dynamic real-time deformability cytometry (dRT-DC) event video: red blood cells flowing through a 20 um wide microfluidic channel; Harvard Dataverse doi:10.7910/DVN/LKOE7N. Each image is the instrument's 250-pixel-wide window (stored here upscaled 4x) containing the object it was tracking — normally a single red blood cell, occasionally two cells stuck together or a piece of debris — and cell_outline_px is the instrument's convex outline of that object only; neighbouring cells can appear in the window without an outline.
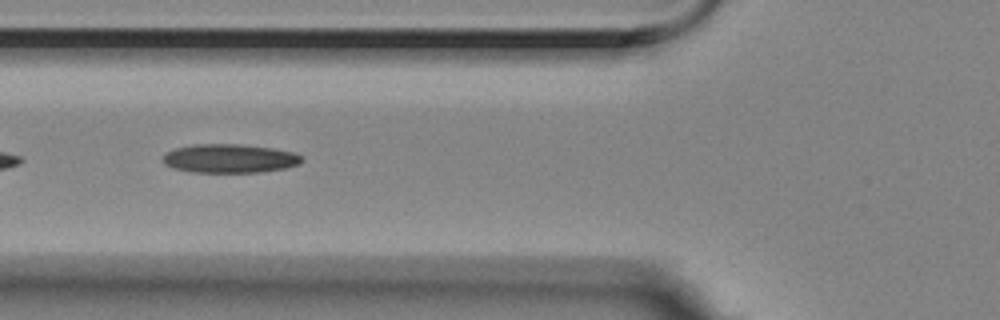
{"species": "Egyptian fruit bat (a non-hibernating species)", "species_latin": "Rousettus aegyptiacus", "temperature_condition": "room temperature", "stored_images_in_passage": 9, "camera_frame_rate_fps": 3000, "um_per_image_px": 0.085, "animal": {"sex": "female"}, "frame": {"image": 1, "passage_image": 6, "time_ms": 1.667, "image_size_px": [1000, 320], "cell_outline_px": [[304, 160], [300, 164], [284, 168], [260, 172], [192, 172], [176, 168], [164, 164], [160, 160], [168, 152], [176, 148], [196, 144], [240, 144], [272, 148], [292, 152], [300, 156]], "centroid_in_image_um": [19.52, 13.47], "position_along_channel_um": 106.3, "area_um2": 23.12}}
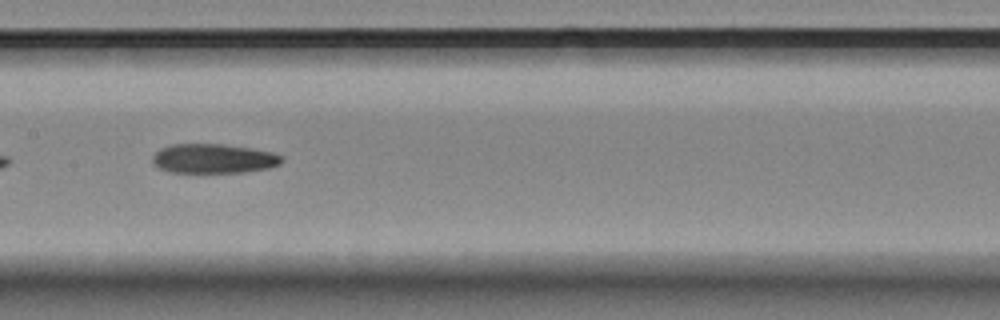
{"frame": {"image": 2, "passage_image": 8, "time_ms": 2.333, "image_size_px": [1000, 320], "cell_outline_px": [[284, 160], [280, 164], [268, 168], [244, 172], [172, 172], [160, 168], [152, 164], [152, 156], [160, 148], [172, 144], [220, 144], [248, 148], [272, 152], [284, 156]], "centroid_in_image_um": [18.15, 13.48], "position_along_channel_um": 189.3, "area_um2": 22.08}}
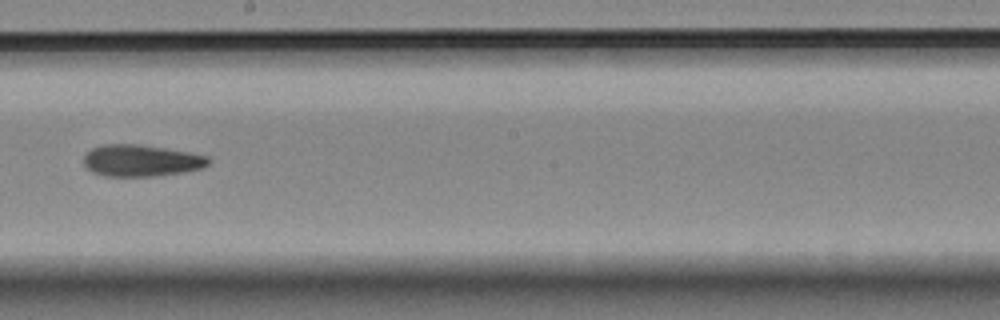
{"frame": {"image": 3, "passage_image": 9, "time_ms": 2.667, "image_size_px": [1000, 320], "cell_outline_px": [[212, 160], [204, 168], [184, 172], [156, 176], [104, 176], [92, 172], [84, 164], [84, 156], [92, 148], [104, 144], [136, 144], [164, 148], [188, 152], [208, 156]], "centroid_in_image_um": [12.02, 13.65], "position_along_channel_um": 236.2, "area_um2": 23.06}}